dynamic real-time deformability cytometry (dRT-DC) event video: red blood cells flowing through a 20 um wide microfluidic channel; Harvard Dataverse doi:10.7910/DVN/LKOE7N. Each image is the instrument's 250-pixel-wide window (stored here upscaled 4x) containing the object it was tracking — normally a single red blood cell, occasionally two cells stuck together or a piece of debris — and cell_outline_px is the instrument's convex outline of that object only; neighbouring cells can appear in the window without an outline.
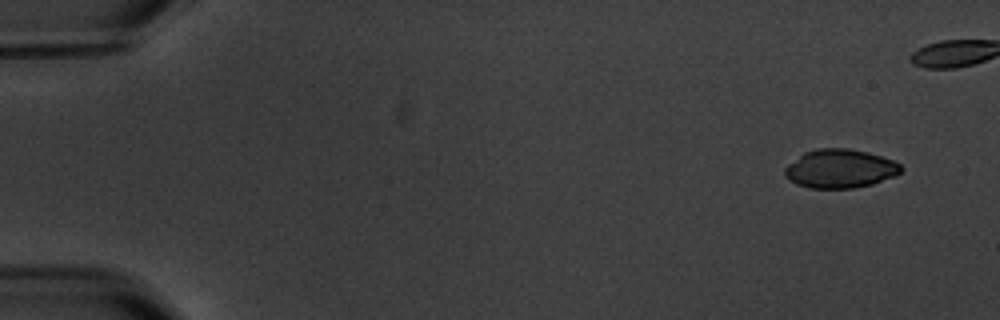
{"species": "common noctule bat (a hibernating species)", "species_latin": "Nyctalus noctula", "temperature_condition": "warm", "stored_images_in_passage": 4, "camera_frame_rate_fps": 3000, "um_per_image_px": 0.085, "animal": {"sex": "male", "body_mass_g": 20.1, "forearm_length_mm": 53.5}, "frame": {"image": 1, "passage_image": 1, "time_ms": 0.0, "image_size_px": [1000, 320], "cell_outline_px": [[904, 168], [900, 172], [892, 176], [872, 184], [852, 188], [808, 188], [796, 184], [788, 180], [784, 176], [784, 168], [788, 164], [804, 152], [816, 148], [848, 148], [868, 152], [892, 160], [900, 164]], "centroid_in_image_um": [71.36, 14.33], "position_along_channel_um": 13.6, "area_um2": 26.24}}